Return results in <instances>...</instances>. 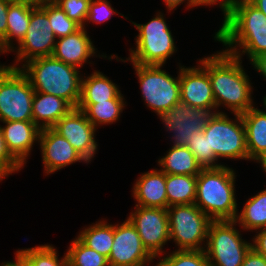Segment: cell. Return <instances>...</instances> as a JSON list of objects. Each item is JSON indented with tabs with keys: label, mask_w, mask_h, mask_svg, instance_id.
Segmentation results:
<instances>
[{
	"label": "cell",
	"mask_w": 266,
	"mask_h": 266,
	"mask_svg": "<svg viewBox=\"0 0 266 266\" xmlns=\"http://www.w3.org/2000/svg\"><path fill=\"white\" fill-rule=\"evenodd\" d=\"M250 64L266 80V54L255 57Z\"/></svg>",
	"instance_id": "cell-42"
},
{
	"label": "cell",
	"mask_w": 266,
	"mask_h": 266,
	"mask_svg": "<svg viewBox=\"0 0 266 266\" xmlns=\"http://www.w3.org/2000/svg\"><path fill=\"white\" fill-rule=\"evenodd\" d=\"M241 266H266V257L251 248Z\"/></svg>",
	"instance_id": "cell-38"
},
{
	"label": "cell",
	"mask_w": 266,
	"mask_h": 266,
	"mask_svg": "<svg viewBox=\"0 0 266 266\" xmlns=\"http://www.w3.org/2000/svg\"><path fill=\"white\" fill-rule=\"evenodd\" d=\"M186 147L193 153L202 168H209V143L204 132H194Z\"/></svg>",
	"instance_id": "cell-36"
},
{
	"label": "cell",
	"mask_w": 266,
	"mask_h": 266,
	"mask_svg": "<svg viewBox=\"0 0 266 266\" xmlns=\"http://www.w3.org/2000/svg\"><path fill=\"white\" fill-rule=\"evenodd\" d=\"M197 65H179L180 100L192 107L216 113V102L208 72L199 63Z\"/></svg>",
	"instance_id": "cell-16"
},
{
	"label": "cell",
	"mask_w": 266,
	"mask_h": 266,
	"mask_svg": "<svg viewBox=\"0 0 266 266\" xmlns=\"http://www.w3.org/2000/svg\"><path fill=\"white\" fill-rule=\"evenodd\" d=\"M22 168L23 166L8 151L0 125V182Z\"/></svg>",
	"instance_id": "cell-37"
},
{
	"label": "cell",
	"mask_w": 266,
	"mask_h": 266,
	"mask_svg": "<svg viewBox=\"0 0 266 266\" xmlns=\"http://www.w3.org/2000/svg\"><path fill=\"white\" fill-rule=\"evenodd\" d=\"M132 195L135 206L167 209L166 174L158 168L142 173L133 185Z\"/></svg>",
	"instance_id": "cell-20"
},
{
	"label": "cell",
	"mask_w": 266,
	"mask_h": 266,
	"mask_svg": "<svg viewBox=\"0 0 266 266\" xmlns=\"http://www.w3.org/2000/svg\"><path fill=\"white\" fill-rule=\"evenodd\" d=\"M121 90L104 73L94 70L90 76H82L79 103H98L114 99Z\"/></svg>",
	"instance_id": "cell-24"
},
{
	"label": "cell",
	"mask_w": 266,
	"mask_h": 266,
	"mask_svg": "<svg viewBox=\"0 0 266 266\" xmlns=\"http://www.w3.org/2000/svg\"><path fill=\"white\" fill-rule=\"evenodd\" d=\"M154 259L128 219L121 224H114L109 266H149Z\"/></svg>",
	"instance_id": "cell-14"
},
{
	"label": "cell",
	"mask_w": 266,
	"mask_h": 266,
	"mask_svg": "<svg viewBox=\"0 0 266 266\" xmlns=\"http://www.w3.org/2000/svg\"><path fill=\"white\" fill-rule=\"evenodd\" d=\"M234 220L212 221L205 253L210 266H241L252 244L242 239Z\"/></svg>",
	"instance_id": "cell-8"
},
{
	"label": "cell",
	"mask_w": 266,
	"mask_h": 266,
	"mask_svg": "<svg viewBox=\"0 0 266 266\" xmlns=\"http://www.w3.org/2000/svg\"><path fill=\"white\" fill-rule=\"evenodd\" d=\"M135 208L127 219L137 230L143 246L155 259L164 255L163 248L170 241L167 209L143 206Z\"/></svg>",
	"instance_id": "cell-12"
},
{
	"label": "cell",
	"mask_w": 266,
	"mask_h": 266,
	"mask_svg": "<svg viewBox=\"0 0 266 266\" xmlns=\"http://www.w3.org/2000/svg\"><path fill=\"white\" fill-rule=\"evenodd\" d=\"M155 266H210L205 250H176L159 256Z\"/></svg>",
	"instance_id": "cell-33"
},
{
	"label": "cell",
	"mask_w": 266,
	"mask_h": 266,
	"mask_svg": "<svg viewBox=\"0 0 266 266\" xmlns=\"http://www.w3.org/2000/svg\"><path fill=\"white\" fill-rule=\"evenodd\" d=\"M35 92L66 100L77 108L81 96L82 76L79 68L66 64L53 56L38 57L21 65Z\"/></svg>",
	"instance_id": "cell-3"
},
{
	"label": "cell",
	"mask_w": 266,
	"mask_h": 266,
	"mask_svg": "<svg viewBox=\"0 0 266 266\" xmlns=\"http://www.w3.org/2000/svg\"><path fill=\"white\" fill-rule=\"evenodd\" d=\"M163 13L160 11L146 24H138L133 21L132 24L138 30L135 37L136 48L129 49V57L122 59L117 55H110L107 59H115L117 61L141 64V65H161L165 66L166 61L174 53L177 48L174 42V36Z\"/></svg>",
	"instance_id": "cell-5"
},
{
	"label": "cell",
	"mask_w": 266,
	"mask_h": 266,
	"mask_svg": "<svg viewBox=\"0 0 266 266\" xmlns=\"http://www.w3.org/2000/svg\"><path fill=\"white\" fill-rule=\"evenodd\" d=\"M197 176L166 174L167 208L195 203Z\"/></svg>",
	"instance_id": "cell-29"
},
{
	"label": "cell",
	"mask_w": 266,
	"mask_h": 266,
	"mask_svg": "<svg viewBox=\"0 0 266 266\" xmlns=\"http://www.w3.org/2000/svg\"><path fill=\"white\" fill-rule=\"evenodd\" d=\"M4 53L6 54V52L0 46V54H4ZM8 66H9V64L8 65L0 64V70L5 69Z\"/></svg>",
	"instance_id": "cell-48"
},
{
	"label": "cell",
	"mask_w": 266,
	"mask_h": 266,
	"mask_svg": "<svg viewBox=\"0 0 266 266\" xmlns=\"http://www.w3.org/2000/svg\"><path fill=\"white\" fill-rule=\"evenodd\" d=\"M0 266H22L21 263L15 258L14 261L2 262Z\"/></svg>",
	"instance_id": "cell-47"
},
{
	"label": "cell",
	"mask_w": 266,
	"mask_h": 266,
	"mask_svg": "<svg viewBox=\"0 0 266 266\" xmlns=\"http://www.w3.org/2000/svg\"><path fill=\"white\" fill-rule=\"evenodd\" d=\"M56 41L57 38L51 28L48 15L37 6L31 12L25 37L11 51L16 53V59L14 60L15 63L9 65V67L20 68L18 62L23 65L22 62L26 63L34 58L52 56Z\"/></svg>",
	"instance_id": "cell-11"
},
{
	"label": "cell",
	"mask_w": 266,
	"mask_h": 266,
	"mask_svg": "<svg viewBox=\"0 0 266 266\" xmlns=\"http://www.w3.org/2000/svg\"><path fill=\"white\" fill-rule=\"evenodd\" d=\"M118 13L119 12L114 10L108 0H91L83 28L86 29V24H89L90 22L102 24L105 21L110 20L113 15H118Z\"/></svg>",
	"instance_id": "cell-34"
},
{
	"label": "cell",
	"mask_w": 266,
	"mask_h": 266,
	"mask_svg": "<svg viewBox=\"0 0 266 266\" xmlns=\"http://www.w3.org/2000/svg\"><path fill=\"white\" fill-rule=\"evenodd\" d=\"M234 221L248 232L266 228V189L249 198Z\"/></svg>",
	"instance_id": "cell-28"
},
{
	"label": "cell",
	"mask_w": 266,
	"mask_h": 266,
	"mask_svg": "<svg viewBox=\"0 0 266 266\" xmlns=\"http://www.w3.org/2000/svg\"><path fill=\"white\" fill-rule=\"evenodd\" d=\"M167 212L170 241L178 246L176 250H205L212 220L195 203L173 205Z\"/></svg>",
	"instance_id": "cell-7"
},
{
	"label": "cell",
	"mask_w": 266,
	"mask_h": 266,
	"mask_svg": "<svg viewBox=\"0 0 266 266\" xmlns=\"http://www.w3.org/2000/svg\"><path fill=\"white\" fill-rule=\"evenodd\" d=\"M73 107L64 99L40 92L34 93L32 119L40 128H52Z\"/></svg>",
	"instance_id": "cell-21"
},
{
	"label": "cell",
	"mask_w": 266,
	"mask_h": 266,
	"mask_svg": "<svg viewBox=\"0 0 266 266\" xmlns=\"http://www.w3.org/2000/svg\"><path fill=\"white\" fill-rule=\"evenodd\" d=\"M131 64L139 80L142 100L157 116L180 101L179 72L173 77L161 65Z\"/></svg>",
	"instance_id": "cell-10"
},
{
	"label": "cell",
	"mask_w": 266,
	"mask_h": 266,
	"mask_svg": "<svg viewBox=\"0 0 266 266\" xmlns=\"http://www.w3.org/2000/svg\"><path fill=\"white\" fill-rule=\"evenodd\" d=\"M38 144L47 175L54 174L76 162H88L72 147L67 139L52 128L41 129Z\"/></svg>",
	"instance_id": "cell-17"
},
{
	"label": "cell",
	"mask_w": 266,
	"mask_h": 266,
	"mask_svg": "<svg viewBox=\"0 0 266 266\" xmlns=\"http://www.w3.org/2000/svg\"><path fill=\"white\" fill-rule=\"evenodd\" d=\"M91 0H57L55 3L81 27L84 26Z\"/></svg>",
	"instance_id": "cell-35"
},
{
	"label": "cell",
	"mask_w": 266,
	"mask_h": 266,
	"mask_svg": "<svg viewBox=\"0 0 266 266\" xmlns=\"http://www.w3.org/2000/svg\"><path fill=\"white\" fill-rule=\"evenodd\" d=\"M10 3H25L29 5L39 6V0H7Z\"/></svg>",
	"instance_id": "cell-46"
},
{
	"label": "cell",
	"mask_w": 266,
	"mask_h": 266,
	"mask_svg": "<svg viewBox=\"0 0 266 266\" xmlns=\"http://www.w3.org/2000/svg\"><path fill=\"white\" fill-rule=\"evenodd\" d=\"M223 19L214 40L224 51L240 59L246 54L250 62L266 54V16L249 0H238Z\"/></svg>",
	"instance_id": "cell-2"
},
{
	"label": "cell",
	"mask_w": 266,
	"mask_h": 266,
	"mask_svg": "<svg viewBox=\"0 0 266 266\" xmlns=\"http://www.w3.org/2000/svg\"><path fill=\"white\" fill-rule=\"evenodd\" d=\"M123 94L120 92L114 99L98 103H78L77 109L83 111L92 125L98 126L113 124L120 119L126 106Z\"/></svg>",
	"instance_id": "cell-26"
},
{
	"label": "cell",
	"mask_w": 266,
	"mask_h": 266,
	"mask_svg": "<svg viewBox=\"0 0 266 266\" xmlns=\"http://www.w3.org/2000/svg\"><path fill=\"white\" fill-rule=\"evenodd\" d=\"M57 0H39V5L43 3H55Z\"/></svg>",
	"instance_id": "cell-49"
},
{
	"label": "cell",
	"mask_w": 266,
	"mask_h": 266,
	"mask_svg": "<svg viewBox=\"0 0 266 266\" xmlns=\"http://www.w3.org/2000/svg\"><path fill=\"white\" fill-rule=\"evenodd\" d=\"M186 1L188 4V5L186 4L188 9L192 7L200 6L198 4V0H163V2H165L166 9L169 12H171L172 10H176L178 6H180L181 4H183V2H186Z\"/></svg>",
	"instance_id": "cell-43"
},
{
	"label": "cell",
	"mask_w": 266,
	"mask_h": 266,
	"mask_svg": "<svg viewBox=\"0 0 266 266\" xmlns=\"http://www.w3.org/2000/svg\"><path fill=\"white\" fill-rule=\"evenodd\" d=\"M238 0H198V4L200 6H212L217 4L219 5L221 11L223 12L222 14H226L237 2Z\"/></svg>",
	"instance_id": "cell-41"
},
{
	"label": "cell",
	"mask_w": 266,
	"mask_h": 266,
	"mask_svg": "<svg viewBox=\"0 0 266 266\" xmlns=\"http://www.w3.org/2000/svg\"><path fill=\"white\" fill-rule=\"evenodd\" d=\"M253 161L260 163L262 170L266 172V148Z\"/></svg>",
	"instance_id": "cell-44"
},
{
	"label": "cell",
	"mask_w": 266,
	"mask_h": 266,
	"mask_svg": "<svg viewBox=\"0 0 266 266\" xmlns=\"http://www.w3.org/2000/svg\"><path fill=\"white\" fill-rule=\"evenodd\" d=\"M157 163L165 174L198 176L202 169L186 146H171Z\"/></svg>",
	"instance_id": "cell-25"
},
{
	"label": "cell",
	"mask_w": 266,
	"mask_h": 266,
	"mask_svg": "<svg viewBox=\"0 0 266 266\" xmlns=\"http://www.w3.org/2000/svg\"><path fill=\"white\" fill-rule=\"evenodd\" d=\"M37 6L25 3H9L7 13V33L0 42L1 48L10 53L14 48V39L19 44L27 33L31 12Z\"/></svg>",
	"instance_id": "cell-23"
},
{
	"label": "cell",
	"mask_w": 266,
	"mask_h": 266,
	"mask_svg": "<svg viewBox=\"0 0 266 266\" xmlns=\"http://www.w3.org/2000/svg\"><path fill=\"white\" fill-rule=\"evenodd\" d=\"M9 1L0 0V42L6 37L7 33V13Z\"/></svg>",
	"instance_id": "cell-40"
},
{
	"label": "cell",
	"mask_w": 266,
	"mask_h": 266,
	"mask_svg": "<svg viewBox=\"0 0 266 266\" xmlns=\"http://www.w3.org/2000/svg\"><path fill=\"white\" fill-rule=\"evenodd\" d=\"M234 116L233 119L225 112L213 113L203 129L205 136H208L209 168L224 166L218 163L220 158L249 161L242 116L241 114Z\"/></svg>",
	"instance_id": "cell-6"
},
{
	"label": "cell",
	"mask_w": 266,
	"mask_h": 266,
	"mask_svg": "<svg viewBox=\"0 0 266 266\" xmlns=\"http://www.w3.org/2000/svg\"><path fill=\"white\" fill-rule=\"evenodd\" d=\"M263 103L266 108L264 98ZM241 116L245 127L249 160L253 161L266 148V112L254 106Z\"/></svg>",
	"instance_id": "cell-22"
},
{
	"label": "cell",
	"mask_w": 266,
	"mask_h": 266,
	"mask_svg": "<svg viewBox=\"0 0 266 266\" xmlns=\"http://www.w3.org/2000/svg\"><path fill=\"white\" fill-rule=\"evenodd\" d=\"M4 140L10 154L24 167L41 129L33 121L2 122Z\"/></svg>",
	"instance_id": "cell-19"
},
{
	"label": "cell",
	"mask_w": 266,
	"mask_h": 266,
	"mask_svg": "<svg viewBox=\"0 0 266 266\" xmlns=\"http://www.w3.org/2000/svg\"><path fill=\"white\" fill-rule=\"evenodd\" d=\"M96 50L97 48H95L87 30L81 27L73 34L58 38L52 56L80 69L89 61L88 58L90 57L107 58V54L104 55V53L103 55H95Z\"/></svg>",
	"instance_id": "cell-18"
},
{
	"label": "cell",
	"mask_w": 266,
	"mask_h": 266,
	"mask_svg": "<svg viewBox=\"0 0 266 266\" xmlns=\"http://www.w3.org/2000/svg\"><path fill=\"white\" fill-rule=\"evenodd\" d=\"M232 167L202 168L197 176L195 204L212 220H235L238 213Z\"/></svg>",
	"instance_id": "cell-4"
},
{
	"label": "cell",
	"mask_w": 266,
	"mask_h": 266,
	"mask_svg": "<svg viewBox=\"0 0 266 266\" xmlns=\"http://www.w3.org/2000/svg\"><path fill=\"white\" fill-rule=\"evenodd\" d=\"M58 251L50 244L39 245L31 248L19 249L15 258L22 266H67L66 252L59 259Z\"/></svg>",
	"instance_id": "cell-30"
},
{
	"label": "cell",
	"mask_w": 266,
	"mask_h": 266,
	"mask_svg": "<svg viewBox=\"0 0 266 266\" xmlns=\"http://www.w3.org/2000/svg\"><path fill=\"white\" fill-rule=\"evenodd\" d=\"M39 7L48 15L51 28L57 39L73 34L81 28L78 23L69 19L56 3H43Z\"/></svg>",
	"instance_id": "cell-32"
},
{
	"label": "cell",
	"mask_w": 266,
	"mask_h": 266,
	"mask_svg": "<svg viewBox=\"0 0 266 266\" xmlns=\"http://www.w3.org/2000/svg\"><path fill=\"white\" fill-rule=\"evenodd\" d=\"M266 16V0H249Z\"/></svg>",
	"instance_id": "cell-45"
},
{
	"label": "cell",
	"mask_w": 266,
	"mask_h": 266,
	"mask_svg": "<svg viewBox=\"0 0 266 266\" xmlns=\"http://www.w3.org/2000/svg\"><path fill=\"white\" fill-rule=\"evenodd\" d=\"M67 266H109L108 258L84 245L77 237L66 252Z\"/></svg>",
	"instance_id": "cell-31"
},
{
	"label": "cell",
	"mask_w": 266,
	"mask_h": 266,
	"mask_svg": "<svg viewBox=\"0 0 266 266\" xmlns=\"http://www.w3.org/2000/svg\"><path fill=\"white\" fill-rule=\"evenodd\" d=\"M213 113L210 110L192 107L181 100L158 117L166 131L171 134L173 146H186L194 132H201Z\"/></svg>",
	"instance_id": "cell-13"
},
{
	"label": "cell",
	"mask_w": 266,
	"mask_h": 266,
	"mask_svg": "<svg viewBox=\"0 0 266 266\" xmlns=\"http://www.w3.org/2000/svg\"><path fill=\"white\" fill-rule=\"evenodd\" d=\"M52 129L68 140L72 147L89 163L95 157L98 144L95 140L97 129L86 114L73 108L63 116Z\"/></svg>",
	"instance_id": "cell-15"
},
{
	"label": "cell",
	"mask_w": 266,
	"mask_h": 266,
	"mask_svg": "<svg viewBox=\"0 0 266 266\" xmlns=\"http://www.w3.org/2000/svg\"><path fill=\"white\" fill-rule=\"evenodd\" d=\"M256 233L251 243L252 248L266 257V228L259 229Z\"/></svg>",
	"instance_id": "cell-39"
},
{
	"label": "cell",
	"mask_w": 266,
	"mask_h": 266,
	"mask_svg": "<svg viewBox=\"0 0 266 266\" xmlns=\"http://www.w3.org/2000/svg\"><path fill=\"white\" fill-rule=\"evenodd\" d=\"M114 225L100 220L85 227L79 232L77 238L88 248L109 258L113 245Z\"/></svg>",
	"instance_id": "cell-27"
},
{
	"label": "cell",
	"mask_w": 266,
	"mask_h": 266,
	"mask_svg": "<svg viewBox=\"0 0 266 266\" xmlns=\"http://www.w3.org/2000/svg\"><path fill=\"white\" fill-rule=\"evenodd\" d=\"M34 89L20 68L0 70V122L33 121Z\"/></svg>",
	"instance_id": "cell-9"
},
{
	"label": "cell",
	"mask_w": 266,
	"mask_h": 266,
	"mask_svg": "<svg viewBox=\"0 0 266 266\" xmlns=\"http://www.w3.org/2000/svg\"><path fill=\"white\" fill-rule=\"evenodd\" d=\"M208 72L216 102V112L223 105L231 114H243L254 107L253 87L242 65V59L224 51L199 59Z\"/></svg>",
	"instance_id": "cell-1"
}]
</instances>
